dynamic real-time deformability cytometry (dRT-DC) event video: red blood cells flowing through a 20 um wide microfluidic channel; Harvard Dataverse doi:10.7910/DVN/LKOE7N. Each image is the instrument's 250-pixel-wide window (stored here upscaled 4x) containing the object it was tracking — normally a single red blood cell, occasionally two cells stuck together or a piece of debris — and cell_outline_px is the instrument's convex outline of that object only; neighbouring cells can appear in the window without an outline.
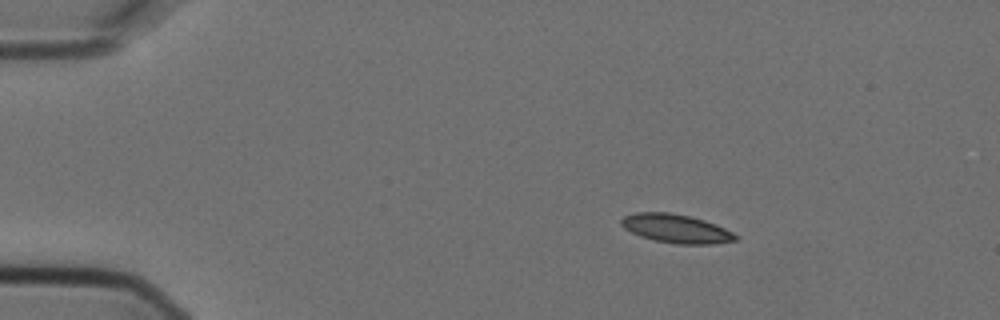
{"species": "Egyptian fruit bat (a non-hibernating species)", "species_latin": "Rousettus aegyptiacus", "temperature_condition": "cold", "stored_images_in_passage": 4, "camera_frame_rate_fps": 3000, "um_per_image_px": 0.085, "animal": {"sex": "female"}, "frame": {"image": 1, "passage_image": 1, "time_ms": 0.0, "image_size_px": [1000, 320], "cell_outline_px": [[740, 236], [736, 240], [712, 244], [676, 244], [656, 240], [640, 236], [624, 228], [620, 224], [620, 220], [624, 216], [636, 212], [668, 212], [688, 216], [704, 220], [716, 224]], "centroid_in_image_um": [57.47, 19.43], "position_along_channel_um": 27.5, "area_um2": 19.02}}
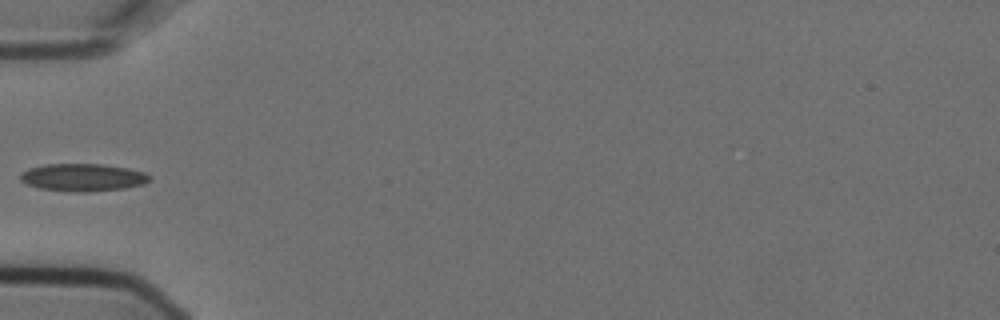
{"frame": {"image": 2, "passage_image": 4, "time_ms": 1.0, "image_size_px": [1000, 320], "cell_outline_px": [[152, 180], [144, 184], [124, 188], [88, 192], [72, 192], [40, 188], [28, 184], [20, 180], [20, 172], [28, 168], [44, 164], [104, 164], [128, 168], [144, 172], [152, 176]], "centroid_in_image_um": [7.06, 15.07], "position_along_channel_um": 77.9, "area_um2": 20.98}}